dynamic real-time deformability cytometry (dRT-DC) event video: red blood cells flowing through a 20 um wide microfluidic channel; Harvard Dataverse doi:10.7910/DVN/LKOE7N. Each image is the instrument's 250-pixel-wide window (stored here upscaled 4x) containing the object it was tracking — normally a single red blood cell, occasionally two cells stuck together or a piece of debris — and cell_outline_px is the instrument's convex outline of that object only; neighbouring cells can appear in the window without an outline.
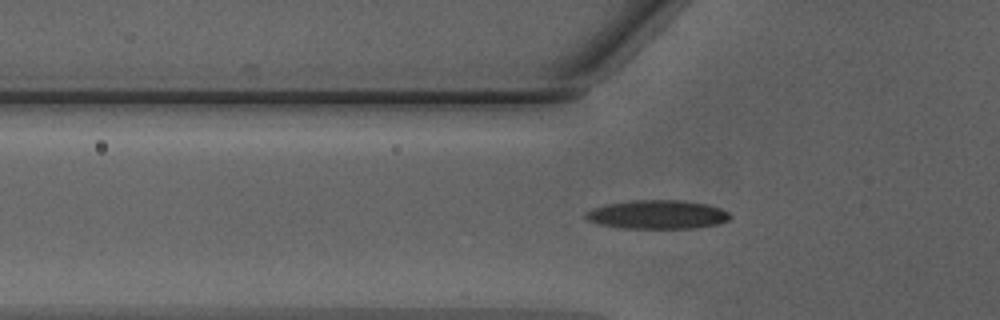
{"species": "Egyptian fruit bat (a non-hibernating species)", "species_latin": "Rousettus aegyptiacus", "temperature_condition": "warm", "stored_images_in_passage": 47, "camera_frame_rate_fps": 3000, "um_per_image_px": 0.085, "animal": {"sex": "male"}, "frame": {"image": 1, "passage_image": 17, "time_ms": 5.333, "image_size_px": [1000, 320], "cell_outline_px": [[732, 216], [728, 220], [720, 224], [696, 228], [620, 228], [596, 224], [588, 220], [584, 216], [584, 212], [592, 208], [604, 204], [632, 200], [684, 200], [708, 204], [720, 208], [728, 212]], "centroid_in_image_um": [55.86, 18.23], "position_along_channel_um": 69.9, "area_um2": 24.62}}
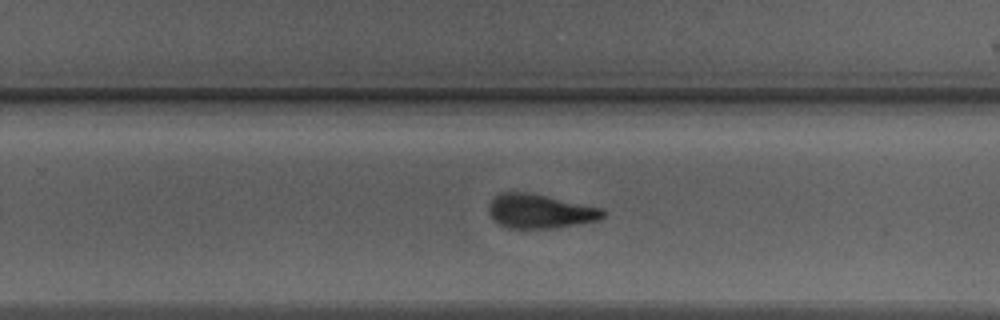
{"frame": {"image": 2, "passage_image": 32, "time_ms": 10.333, "image_size_px": [1000, 320], "cell_outline_px": [[604, 216], [596, 220], [556, 228], [508, 228], [500, 224], [488, 212], [488, 204], [500, 192], [524, 192], [544, 196], [600, 208], [604, 212]], "centroid_in_image_um": [45.84, 17.96], "position_along_channel_um": 284.0, "area_um2": 22.08}}
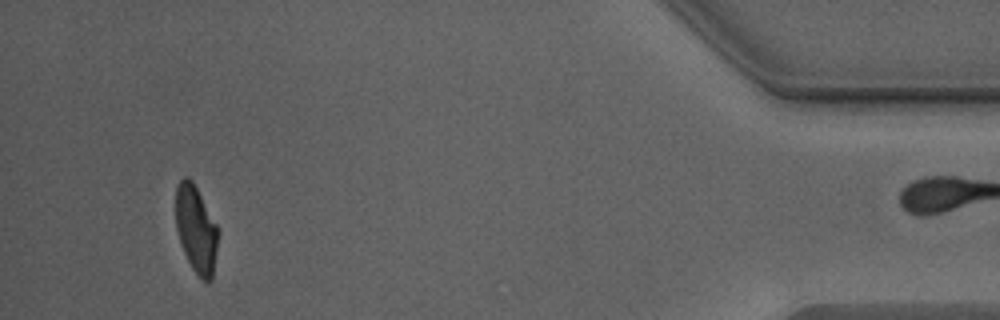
{"frame": {"image": 3, "passage_image": 46, "time_ms": 15.0, "image_size_px": [1000, 320], "cell_outline_px": [[216, 248], [212, 280], [208, 284], [192, 268], [184, 252], [176, 228], [176, 184], [184, 176], [188, 176], [192, 180], [216, 224]], "centroid_in_image_um": [16.63, 19.45], "position_along_channel_um": 418.6, "area_um2": 20.92}, "authors_computed_cell_mechanics": {"area_um2": 22.4264, "velocity_mm_per_s": 4.3, "shape_relaxation_time_tau1_ms": 2.6969, "shape_relaxation_time_tau2_ms": 2.0081, "deformation_change_tau1": 0.1721, "deformation_change_tau2": 0.1084}}